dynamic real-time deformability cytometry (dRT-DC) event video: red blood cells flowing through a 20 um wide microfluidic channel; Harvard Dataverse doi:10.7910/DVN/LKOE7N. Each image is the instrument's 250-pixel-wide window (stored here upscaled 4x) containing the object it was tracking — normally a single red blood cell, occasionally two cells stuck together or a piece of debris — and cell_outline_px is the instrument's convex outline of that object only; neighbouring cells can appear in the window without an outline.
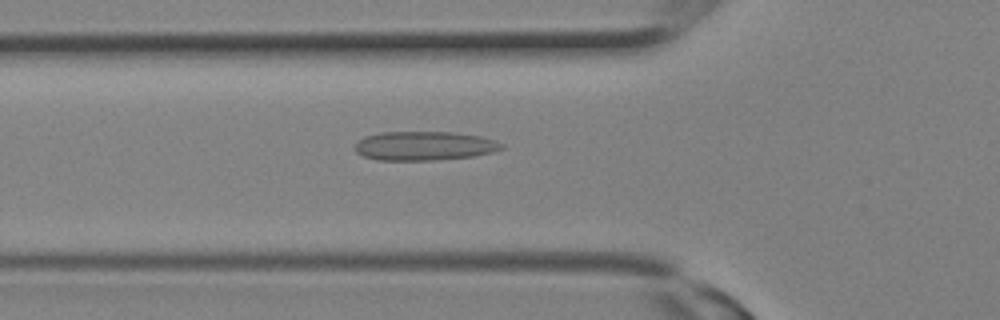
{"species": "Egyptian fruit bat (a non-hibernating species)", "species_latin": "Rousettus aegyptiacus", "temperature_condition": "room temperature", "stored_images_in_passage": 12, "camera_frame_rate_fps": 3000, "um_per_image_px": 0.085, "animal": {"sex": "female"}, "frame": {"image": 1, "passage_image": 10, "time_ms": 3.0, "image_size_px": [1000, 320], "cell_outline_px": [[504, 148], [492, 152], [476, 156], [436, 160], [376, 160], [364, 156], [356, 152], [356, 144], [364, 136], [384, 132], [452, 132], [480, 136], [496, 140], [504, 144]], "centroid_in_image_um": [36.11, 12.4], "position_along_channel_um": 89.7, "area_um2": 24.85}}
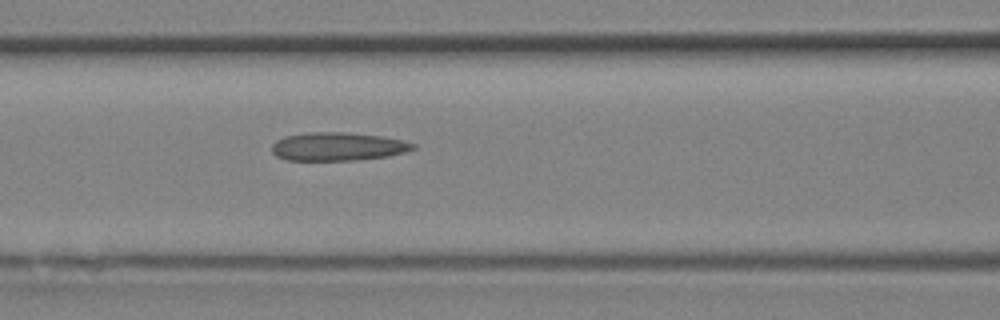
{"frame": {"image": 2, "passage_image": 12, "time_ms": 3.667, "image_size_px": [1000, 320], "cell_outline_px": [[416, 148], [404, 152], [388, 156], [356, 160], [288, 160], [276, 156], [272, 152], [272, 144], [276, 140], [284, 136], [308, 132], [344, 132], [380, 136], [404, 140], [416, 144]], "centroid_in_image_um": [28.7, 12.45], "position_along_channel_um": 137.9, "area_um2": 23.35}}